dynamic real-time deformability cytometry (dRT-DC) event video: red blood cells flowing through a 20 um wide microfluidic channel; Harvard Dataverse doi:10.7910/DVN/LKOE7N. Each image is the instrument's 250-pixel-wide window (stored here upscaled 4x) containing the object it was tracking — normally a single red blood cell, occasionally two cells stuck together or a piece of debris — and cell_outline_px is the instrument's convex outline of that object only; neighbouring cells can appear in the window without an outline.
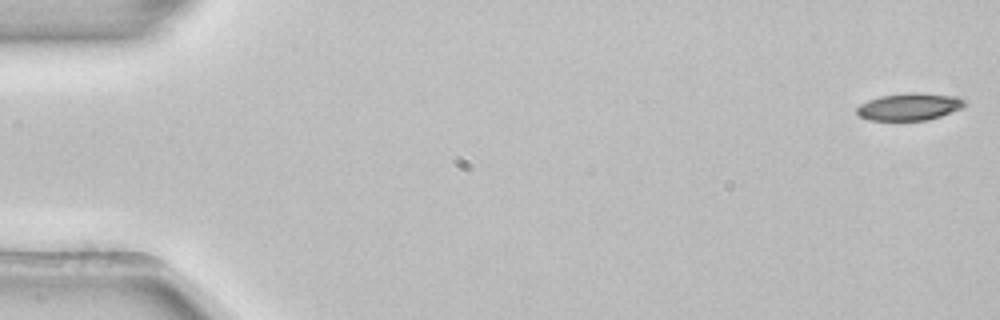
{"species": "common noctule bat (a hibernating species)", "species_latin": "Nyctalus noctula", "temperature_condition": "room temperature", "stored_images_in_passage": 26, "camera_frame_rate_fps": 3000, "um_per_image_px": 0.085, "animal": {"sex": "female", "body_mass_g": 22.7, "forearm_length_mm": 54.2}, "frame": {"image": 1, "passage_image": 1, "time_ms": 0.0, "image_size_px": [1000, 320], "cell_outline_px": [[968, 104], [960, 108], [940, 116], [924, 120], [868, 120], [860, 116], [856, 112], [856, 108], [860, 104], [868, 100], [880, 96], [908, 92], [916, 92], [956, 96], [964, 100]], "centroid_in_image_um": [77.27, 9.06], "position_along_channel_um": 7.7, "area_um2": 17.05}}
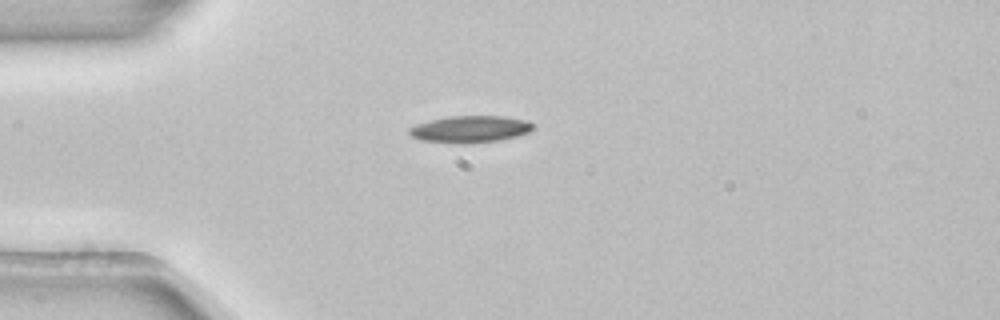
{"frame": {"image": 2, "passage_image": 14, "time_ms": 4.333, "image_size_px": [1000, 320], "cell_outline_px": [[532, 128], [528, 132], [516, 136], [500, 140], [468, 144], [456, 144], [420, 140], [412, 136], [408, 132], [408, 128], [416, 124], [448, 116], [500, 116], [524, 120], [532, 124]], "centroid_in_image_um": [39.9, 10.99], "position_along_channel_um": 45.1, "area_um2": 19.31}}
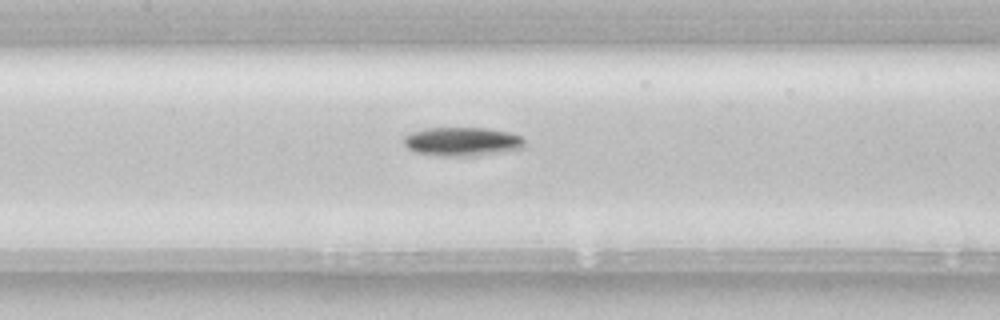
{"frame": {"image": 3, "passage_image": 25, "time_ms": 8.0, "image_size_px": [1000, 320], "cell_outline_px": [[524, 144], [520, 148], [500, 152], [476, 156], [448, 156], [416, 152], [408, 148], [404, 144], [404, 136], [408, 132], [424, 128], [488, 128], [508, 132], [520, 136], [524, 140]], "centroid_in_image_um": [39.24, 12.02], "position_along_channel_um": 168.2, "area_um2": 20.17}}